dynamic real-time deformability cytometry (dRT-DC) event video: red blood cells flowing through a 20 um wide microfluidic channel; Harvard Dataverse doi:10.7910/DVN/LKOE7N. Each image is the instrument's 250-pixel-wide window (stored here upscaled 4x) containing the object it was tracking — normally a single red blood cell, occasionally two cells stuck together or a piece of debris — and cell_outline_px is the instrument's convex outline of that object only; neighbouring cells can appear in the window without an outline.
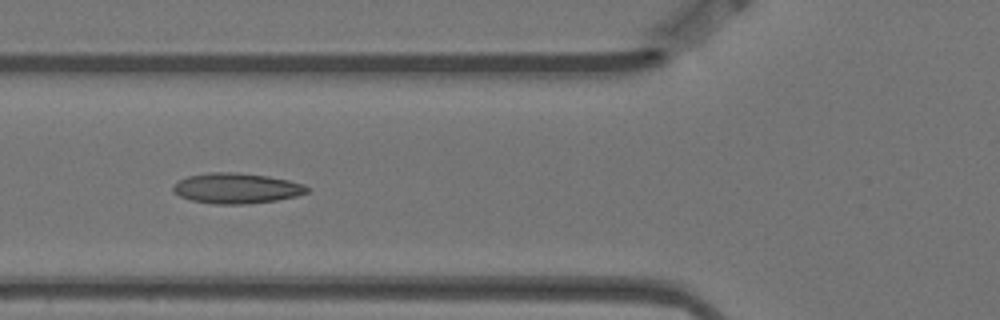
{"species": "Egyptian fruit bat (a non-hibernating species)", "species_latin": "Rousettus aegyptiacus", "temperature_condition": "warm", "stored_images_in_passage": 6, "camera_frame_rate_fps": 3000, "um_per_image_px": 0.085, "animal": {"sex": "female"}, "frame": {"image": 1, "passage_image": 6, "time_ms": 1.667, "image_size_px": [1000, 320], "cell_outline_px": [[312, 188], [308, 192], [296, 196], [276, 200], [248, 204], [212, 204], [192, 200], [180, 196], [172, 192], [172, 184], [188, 176], [208, 172], [236, 172], [268, 176], [288, 180], [304, 184]], "centroid_in_image_um": [20.1, 16.0], "position_along_channel_um": 105.7, "area_um2": 23.93}}